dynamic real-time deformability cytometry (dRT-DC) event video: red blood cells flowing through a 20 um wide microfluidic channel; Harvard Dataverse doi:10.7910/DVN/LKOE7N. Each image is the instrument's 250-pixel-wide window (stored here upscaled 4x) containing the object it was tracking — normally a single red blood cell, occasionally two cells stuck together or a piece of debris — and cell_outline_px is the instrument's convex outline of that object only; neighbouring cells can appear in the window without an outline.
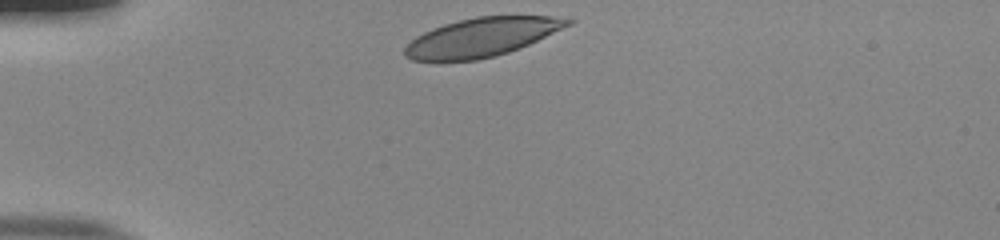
{"species": "human", "species_latin": "Homo sapiens", "temperature_condition": "room temperature", "stored_images_in_passage": 31, "camera_frame_rate_fps": 3000, "um_per_image_px": 0.085, "donor": {"sex": "male"}, "frame": {"image": 1, "passage_image": 1, "time_ms": 0.0, "image_size_px": [1000, 240], "cell_outline_px": [[576, 20], [572, 24], [520, 48], [496, 56], [476, 60], [436, 64], [412, 60], [404, 56], [404, 48], [416, 36], [432, 28], [444, 24], [476, 16], [552, 16]], "centroid_in_image_um": [40.87, 3.21], "position_along_channel_um": 44.1, "area_um2": 37.45}}
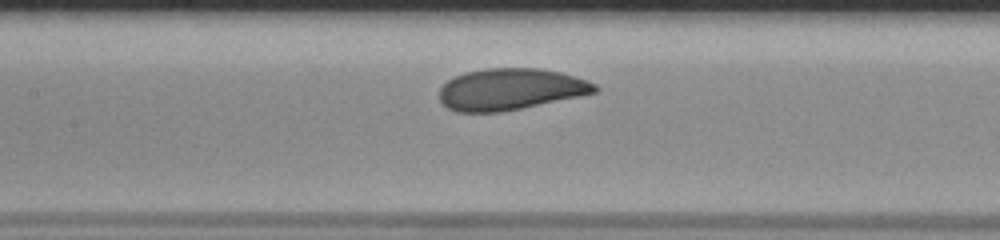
{"frame": {"image": 2, "passage_image": 13, "time_ms": 4.0, "image_size_px": [1000, 240], "cell_outline_px": [[600, 88], [596, 92], [520, 108], [500, 112], [456, 112], [448, 108], [440, 100], [440, 88], [448, 80], [464, 72], [484, 68], [540, 68], [560, 72], [596, 84]], "centroid_in_image_um": [43.34, 7.58], "position_along_channel_um": 164.1, "area_um2": 37.22}}
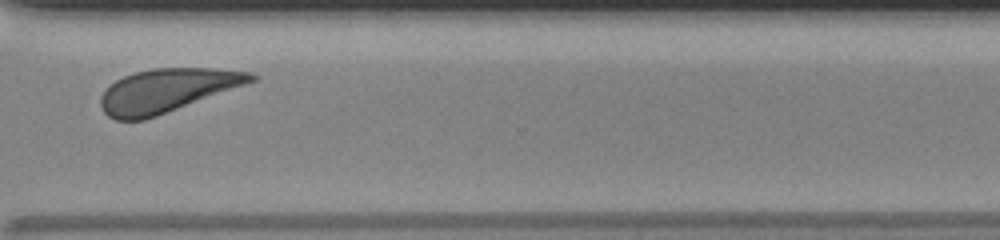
{"frame": {"image": 3, "passage_image": 28, "time_ms": 9.0, "image_size_px": [1000, 240], "cell_outline_px": [[256, 80], [156, 116], [144, 120], [116, 120], [108, 116], [104, 112], [100, 104], [100, 96], [116, 80], [124, 76], [136, 72], [152, 68], [212, 68], [252, 72], [256, 76]], "centroid_in_image_um": [14.16, 7.69], "position_along_channel_um": 356.4, "area_um2": 37.51}, "authors_computed_cell_mechanics": {"area_um2": 37.7434, "velocity_mm_per_s": 3.8415, "shape_relaxation_time_tau1_ms": 1.413, "shape_relaxation_time_tau2_ms": null, "deformation_change_tau1": 0.0765, "deformation_change_tau2": null}}